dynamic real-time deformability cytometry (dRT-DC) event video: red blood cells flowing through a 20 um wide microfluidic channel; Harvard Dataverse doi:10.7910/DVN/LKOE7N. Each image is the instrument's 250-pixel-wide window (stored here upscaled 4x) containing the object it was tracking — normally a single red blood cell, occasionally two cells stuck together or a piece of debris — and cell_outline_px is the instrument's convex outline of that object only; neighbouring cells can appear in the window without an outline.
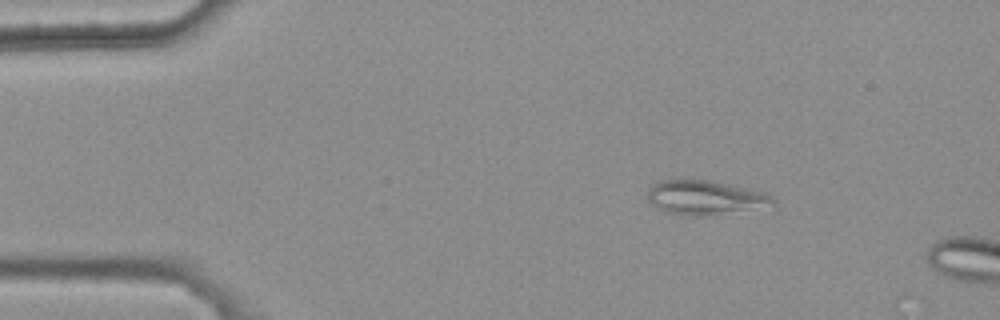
{"species": "common noctule bat (a hibernating species)", "species_latin": "Nyctalus noctula", "temperature_condition": "warm", "stored_images_in_passage": 2, "camera_frame_rate_fps": 3000, "um_per_image_px": 0.085, "animal": {"sex": "female", "body_mass_g": 25.1}, "frame": {"image": 1, "passage_image": 1, "time_ms": 0.0, "image_size_px": [1000, 320], "cell_outline_px": [[776, 208], [700, 216], [688, 216], [668, 212], [656, 208], [648, 200], [648, 188], [652, 184], [664, 180], [712, 180], [764, 192], [772, 196], [776, 200]], "centroid_in_image_um": [60.05, 16.82], "position_along_channel_um": 24.9, "area_um2": 25.66}}